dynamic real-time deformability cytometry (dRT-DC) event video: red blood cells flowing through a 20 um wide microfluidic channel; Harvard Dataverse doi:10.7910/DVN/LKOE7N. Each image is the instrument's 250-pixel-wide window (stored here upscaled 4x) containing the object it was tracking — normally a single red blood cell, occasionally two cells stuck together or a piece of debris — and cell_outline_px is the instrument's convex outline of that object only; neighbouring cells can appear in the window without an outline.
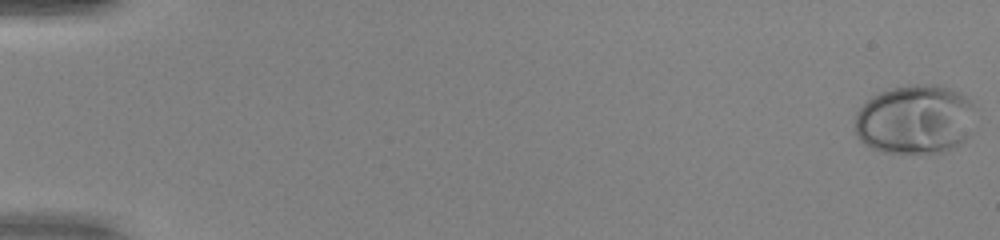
{"species": "human", "species_latin": "Homo sapiens", "temperature_condition": "warm", "stored_images_in_passage": 51, "camera_frame_rate_fps": 3000, "um_per_image_px": 0.085, "donor": {"sex": "female"}, "frame": {"image": 1, "passage_image": 1, "time_ms": 0.0, "image_size_px": [1000, 240], "cell_outline_px": [[972, 132], [956, 148], [936, 156], [932, 156], [884, 152], [872, 148], [860, 140], [856, 132], [856, 112], [872, 96], [880, 92], [892, 88], [912, 84], [936, 84], [952, 88], [960, 92], [972, 100]], "centroid_in_image_um": [77.82, 10.2], "position_along_channel_um": 7.2, "area_um2": 49.77}}
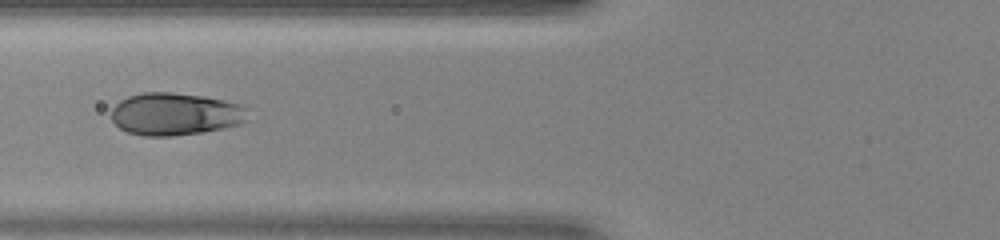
{"frame": {"image": 2, "passage_image": 22, "time_ms": 7.0, "image_size_px": [1000, 240], "cell_outline_px": [[248, 120], [240, 124], [224, 128], [204, 132], [172, 136], [144, 136], [128, 132], [120, 128], [112, 120], [112, 108], [120, 100], [128, 96], [144, 92], [172, 92], [204, 96], [244, 104], [248, 108]], "centroid_in_image_um": [14.95, 9.69], "position_along_channel_um": 110.9, "area_um2": 34.22}}
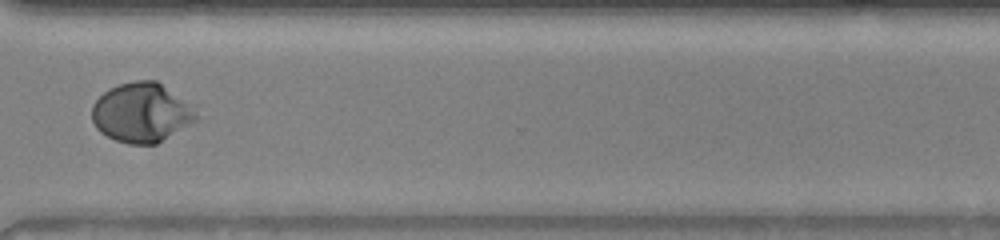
{"frame": {"image": 3, "passage_image": 40, "time_ms": 13.0, "image_size_px": [1000, 240], "cell_outline_px": [[196, 120], [156, 144], [128, 144], [116, 140], [100, 132], [96, 128], [92, 120], [92, 104], [108, 88], [120, 84], [136, 80], [156, 80], [196, 104]], "centroid_in_image_um": [12.06, 9.55], "position_along_channel_um": 358.5, "area_um2": 36.47}, "authors_computed_cell_mechanics": {"area_um2": 35.3736, "velocity_mm_per_s": 4.1263, "shape_relaxation_time_tau1_ms": 4.2201, "shape_relaxation_time_tau2_ms": null, "deformation_change_tau1": 0.2541, "deformation_change_tau2": null}}